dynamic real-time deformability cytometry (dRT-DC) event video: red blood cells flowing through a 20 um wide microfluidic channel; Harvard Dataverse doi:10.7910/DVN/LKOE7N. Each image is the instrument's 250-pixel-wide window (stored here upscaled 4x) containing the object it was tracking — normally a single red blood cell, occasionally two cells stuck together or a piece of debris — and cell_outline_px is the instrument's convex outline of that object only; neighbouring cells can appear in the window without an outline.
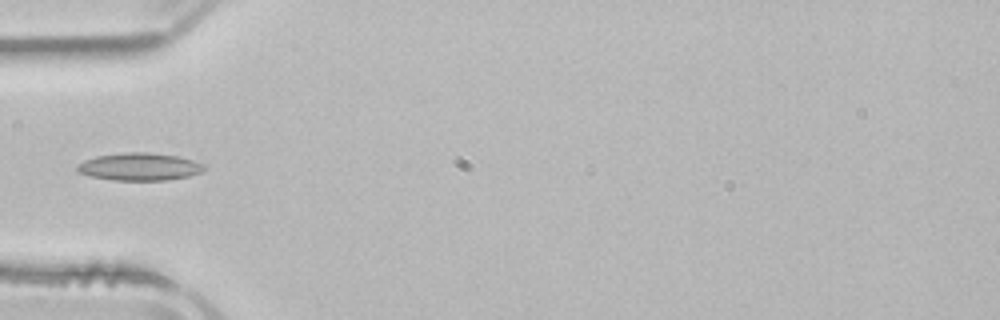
{"species": "common noctule bat (a hibernating species)", "species_latin": "Nyctalus noctula", "temperature_condition": "room temperature", "stored_images_in_passage": 4, "camera_frame_rate_fps": 3000, "um_per_image_px": 0.085, "animal": {"sex": "male", "body_mass_g": 21.5, "forearm_length_mm": 52.0}, "frame": {"image": 1, "passage_image": 4, "time_ms": 4.0, "image_size_px": [1000, 320], "cell_outline_px": [[204, 168], [200, 172], [188, 176], [168, 180], [112, 180], [92, 176], [80, 172], [76, 168], [76, 164], [84, 160], [96, 156], [124, 152], [148, 152], [176, 156], [192, 160], [204, 164]], "centroid_in_image_um": [11.83, 14.16], "position_along_channel_um": 73.2, "area_um2": 20.23}}